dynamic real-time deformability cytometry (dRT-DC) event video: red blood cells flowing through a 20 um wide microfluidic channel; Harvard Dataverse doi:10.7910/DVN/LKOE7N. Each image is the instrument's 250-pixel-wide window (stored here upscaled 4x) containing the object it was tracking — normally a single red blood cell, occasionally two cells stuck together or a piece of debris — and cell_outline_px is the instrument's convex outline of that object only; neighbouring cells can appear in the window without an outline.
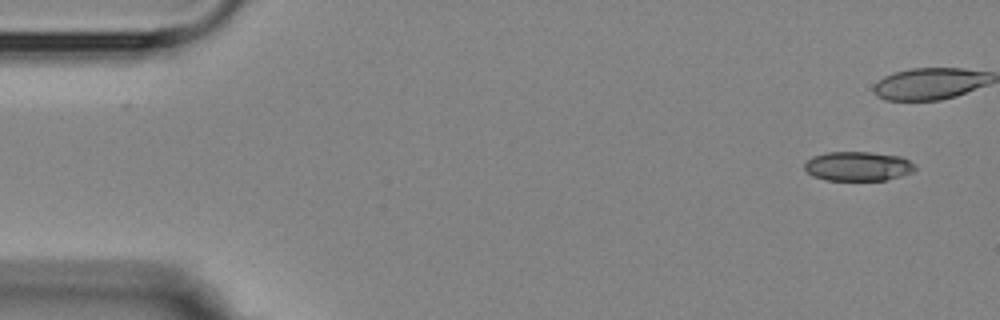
{"species": "Egyptian fruit bat (a non-hibernating species)", "species_latin": "Rousettus aegyptiacus", "temperature_condition": "room temperature", "stored_images_in_passage": 8, "camera_frame_rate_fps": 3000, "um_per_image_px": 0.085, "animal": {"sex": "female"}, "frame": {"image": 1, "passage_image": 1, "time_ms": 0.0, "image_size_px": [1000, 320], "cell_outline_px": [[916, 168], [912, 172], [884, 180], [828, 180], [812, 176], [804, 168], [804, 164], [812, 156], [824, 152], [872, 152], [900, 156], [908, 160]], "centroid_in_image_um": [72.88, 14.12], "position_along_channel_um": 12.1, "area_um2": 18.79}}
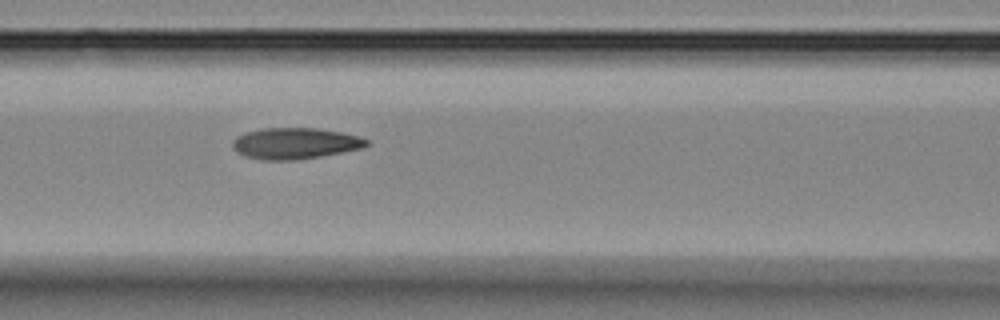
{"frame": {"image": 2, "passage_image": 7, "time_ms": 7.667, "image_size_px": [1000, 320], "cell_outline_px": [[368, 144], [364, 148], [320, 156], [296, 160], [264, 160], [244, 156], [236, 152], [232, 148], [232, 140], [236, 136], [244, 132], [264, 128], [316, 128], [340, 132], [360, 136], [368, 140]], "centroid_in_image_um": [25.05, 12.19], "position_along_channel_um": 141.6, "area_um2": 24.51}}
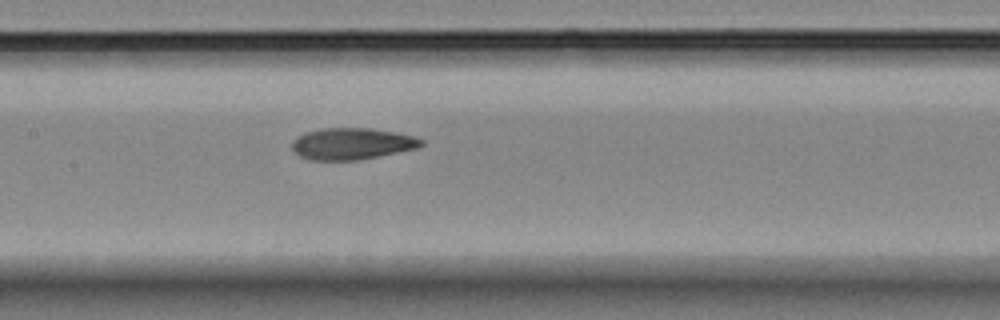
{"frame": {"image": 3, "passage_image": 8, "time_ms": 8.667, "image_size_px": [1000, 320], "cell_outline_px": [[424, 144], [420, 148], [360, 160], [308, 160], [300, 156], [292, 148], [292, 140], [296, 136], [304, 132], [324, 128], [368, 128], [396, 132], [416, 136], [424, 140]], "centroid_in_image_um": [29.95, 12.22], "position_along_channel_um": 177.5, "area_um2": 24.16}}